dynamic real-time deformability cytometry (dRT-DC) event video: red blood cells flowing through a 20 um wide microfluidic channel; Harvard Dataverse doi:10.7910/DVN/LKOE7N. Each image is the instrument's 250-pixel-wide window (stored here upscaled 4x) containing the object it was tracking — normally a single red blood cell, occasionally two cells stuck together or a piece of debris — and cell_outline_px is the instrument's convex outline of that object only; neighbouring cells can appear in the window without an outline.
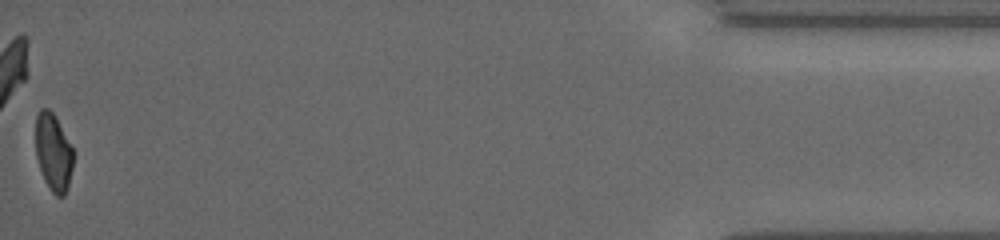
{"species": "common noctule bat (a hibernating species)", "species_latin": "Nyctalus noctula", "temperature_condition": "cold", "stored_images_in_passage": 57, "camera_frame_rate_fps": 3000, "um_per_image_px": 0.085, "animal": {"sex": "female", "body_mass_g": 19.5, "forearm_length_mm": 54.1}, "frame": {"image": 1, "passage_image": 57, "time_ms": 18.667, "image_size_px": [1000, 240], "cell_outline_px": [[72, 168], [68, 188], [64, 196], [56, 196], [52, 192], [44, 180], [36, 156], [36, 116], [40, 108], [48, 108], [56, 116], [72, 148]], "centroid_in_image_um": [4.52, 12.94], "position_along_channel_um": 430.7, "area_um2": 16.88}, "authors_computed_cell_mechanics": {"area_um2": 18.207, "velocity_mm_per_s": 3.7889, "shape_relaxation_time_tau1_ms": 3.0029, "shape_relaxation_time_tau2_ms": 6.9919, "deformation_change_tau1": 0.1205, "deformation_change_tau2": 0.1048}}